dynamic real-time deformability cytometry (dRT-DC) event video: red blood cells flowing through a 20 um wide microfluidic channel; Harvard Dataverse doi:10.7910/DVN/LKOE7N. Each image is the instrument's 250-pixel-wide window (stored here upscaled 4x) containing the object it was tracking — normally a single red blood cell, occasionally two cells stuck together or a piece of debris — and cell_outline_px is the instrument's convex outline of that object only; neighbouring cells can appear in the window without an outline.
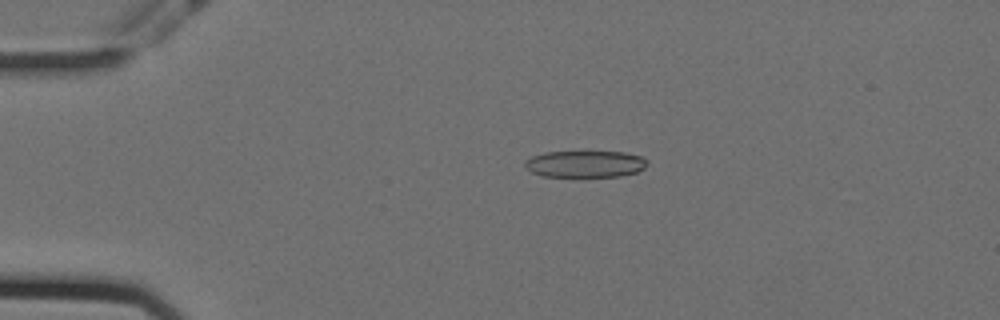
{"species": "Egyptian fruit bat (a non-hibernating species)", "species_latin": "Rousettus aegyptiacus", "temperature_condition": "cold", "stored_images_in_passage": 47, "camera_frame_rate_fps": 3000, "um_per_image_px": 0.085, "animal": {"sex": "female"}, "frame": {"image": 1, "passage_image": 2, "time_ms": 0.333, "image_size_px": [1000, 320], "cell_outline_px": [[648, 164], [644, 168], [636, 172], [620, 176], [540, 176], [524, 168], [524, 164], [532, 156], [544, 152], [624, 152], [640, 156], [648, 160]], "centroid_in_image_um": [49.74, 13.94], "position_along_channel_um": 35.3, "area_um2": 18.96}}
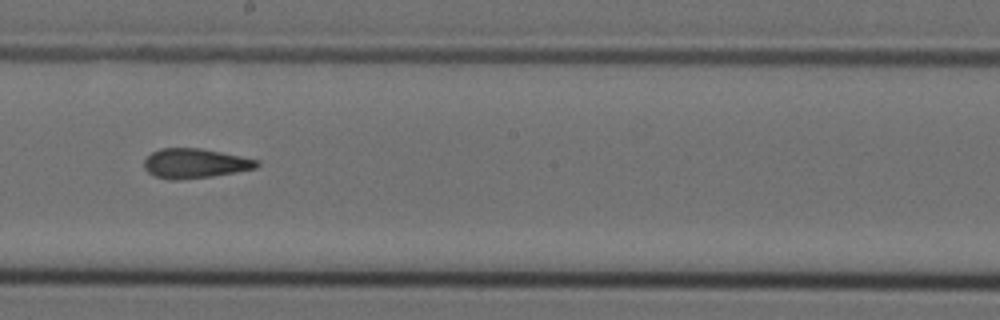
{"frame": {"image": 2, "passage_image": 22, "time_ms": 7.0, "image_size_px": [1000, 320], "cell_outline_px": [[260, 164], [256, 168], [236, 172], [212, 176], [176, 180], [168, 180], [156, 176], [148, 172], [144, 168], [144, 160], [152, 152], [160, 148], [200, 148], [260, 160]], "centroid_in_image_um": [16.57, 13.89], "position_along_channel_um": 231.6, "area_um2": 19.42}}
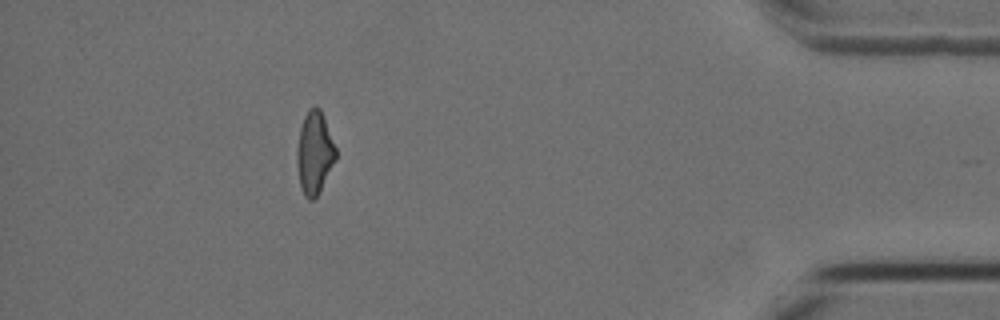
{"frame": {"image": 3, "passage_image": 41, "time_ms": 13.333, "image_size_px": [1000, 320], "cell_outline_px": [[336, 160], [320, 192], [312, 200], [308, 200], [304, 196], [300, 188], [296, 160], [296, 152], [300, 128], [304, 116], [308, 108], [320, 108], [336, 148]], "centroid_in_image_um": [26.72, 13.03], "position_along_channel_um": 408.5, "area_um2": 18.79}, "authors_computed_cell_mechanics": {"area_um2": 19.4786, "velocity_mm_per_s": 3.5728, "shape_relaxation_time_tau1_ms": null, "shape_relaxation_time_tau2_ms": 3.205, "deformation_change_tau1": null, "deformation_change_tau2": 0.1247}}